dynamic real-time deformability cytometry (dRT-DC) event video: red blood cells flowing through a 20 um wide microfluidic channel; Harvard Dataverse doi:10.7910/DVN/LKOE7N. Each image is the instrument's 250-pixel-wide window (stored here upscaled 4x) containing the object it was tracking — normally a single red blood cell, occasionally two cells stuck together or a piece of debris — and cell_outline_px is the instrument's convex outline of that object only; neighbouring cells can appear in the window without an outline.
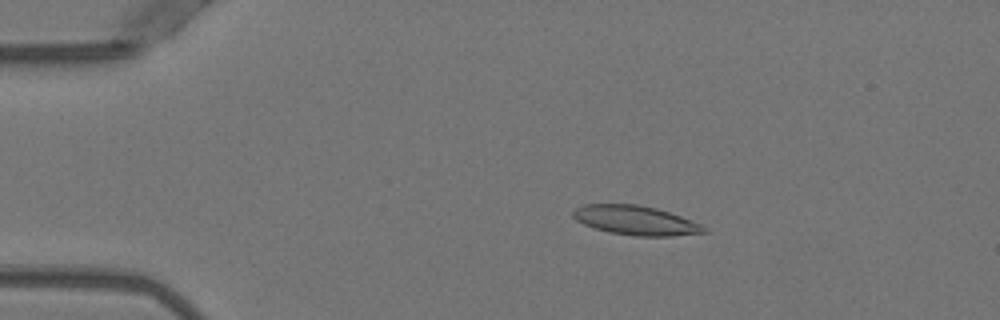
{"species": "Egyptian fruit bat (a non-hibernating species)", "species_latin": "Rousettus aegyptiacus", "temperature_condition": "warm", "stored_images_in_passage": 51, "camera_frame_rate_fps": 3000, "um_per_image_px": 0.085, "animal": {"sex": "female"}, "frame": {"image": 1, "passage_image": 10, "time_ms": 3.0, "image_size_px": [1000, 320], "cell_outline_px": [[708, 232], [672, 236], [636, 236], [608, 232], [584, 224], [576, 220], [572, 216], [572, 212], [576, 208], [584, 204], [636, 204], [656, 208], [680, 216], [700, 224], [708, 228]], "centroid_in_image_um": [54.03, 18.73], "position_along_channel_um": 31.0, "area_um2": 22.25}}
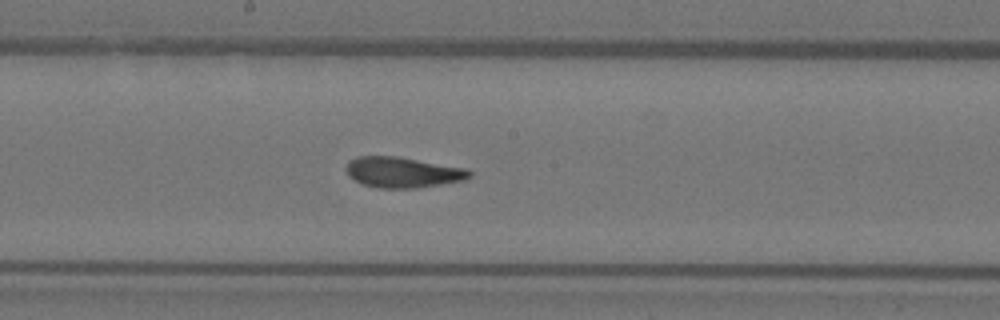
{"frame": {"image": 2, "passage_image": 28, "time_ms": 9.0, "image_size_px": [1000, 320], "cell_outline_px": [[472, 176], [464, 180], [416, 188], [380, 188], [364, 184], [348, 176], [344, 168], [348, 160], [356, 156], [396, 156], [468, 168], [472, 172]], "centroid_in_image_um": [34.22, 14.63], "position_along_channel_um": 214.0, "area_um2": 22.14}}
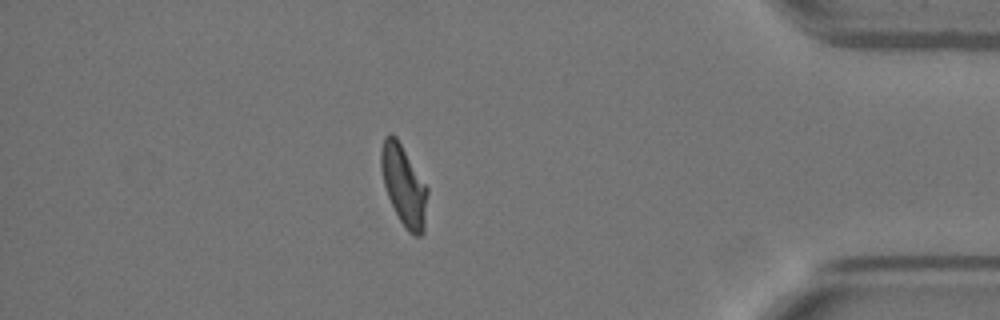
{"frame": {"image": 3, "passage_image": 45, "time_ms": 14.667, "image_size_px": [1000, 320], "cell_outline_px": [[428, 192], [424, 232], [420, 236], [416, 236], [408, 232], [400, 220], [388, 196], [384, 184], [380, 168], [380, 152], [384, 136], [388, 132], [392, 132], [396, 136], [428, 188]], "centroid_in_image_um": [34.31, 15.73], "position_along_channel_um": 400.9, "area_um2": 21.73}, "authors_computed_cell_mechanics": {"area_um2": 22.0796, "velocity_mm_per_s": 3.9605, "shape_relaxation_time_tau1_ms": 6.5442, "shape_relaxation_time_tau2_ms": 1.1554, "deformation_change_tau1": 0.2266, "deformation_change_tau2": 0.0906}}